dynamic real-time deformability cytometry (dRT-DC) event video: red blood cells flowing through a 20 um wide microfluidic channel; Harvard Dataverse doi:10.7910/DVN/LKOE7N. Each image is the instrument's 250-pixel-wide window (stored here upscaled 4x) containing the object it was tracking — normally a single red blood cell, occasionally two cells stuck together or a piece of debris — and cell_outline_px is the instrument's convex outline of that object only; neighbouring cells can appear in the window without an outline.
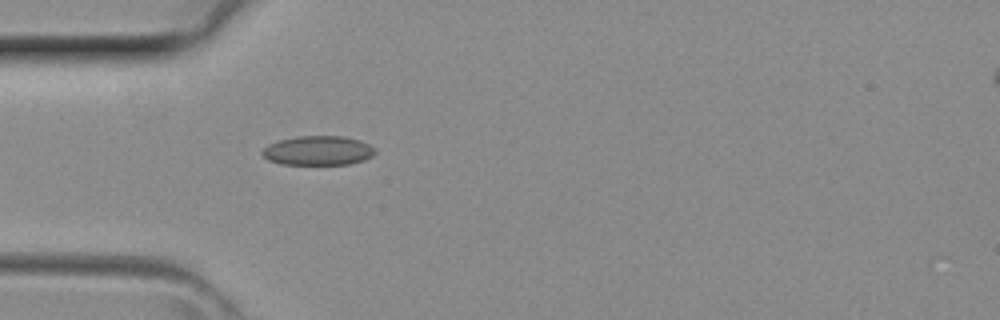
{"species": "common noctule bat (a hibernating species)", "species_latin": "Nyctalus noctula", "temperature_condition": "room temperature", "stored_images_in_passage": 5, "camera_frame_rate_fps": 3000, "um_per_image_px": 0.085, "animal": {"sex": "female", "body_mass_g": 29.2, "forearm_length_mm": 56.3}, "frame": {"image": 1, "passage_image": 4, "time_ms": 1.0, "image_size_px": [1000, 320], "cell_outline_px": [[376, 152], [372, 156], [364, 160], [348, 164], [280, 164], [268, 160], [260, 152], [268, 144], [280, 140], [296, 136], [344, 136], [360, 140], [376, 148]], "centroid_in_image_um": [27.04, 12.79], "position_along_channel_um": 58.0, "area_um2": 19.36}}